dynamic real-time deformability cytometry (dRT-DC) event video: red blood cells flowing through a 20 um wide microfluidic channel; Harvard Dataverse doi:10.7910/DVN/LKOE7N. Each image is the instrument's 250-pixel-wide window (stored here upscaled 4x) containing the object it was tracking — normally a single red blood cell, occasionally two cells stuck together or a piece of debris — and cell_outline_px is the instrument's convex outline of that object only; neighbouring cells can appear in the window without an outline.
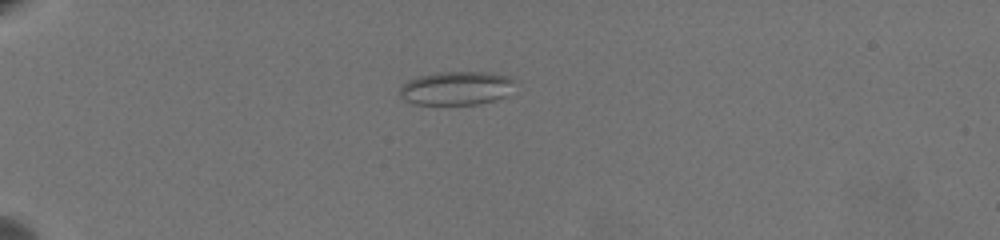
{"species": "common noctule bat (a hibernating species)", "species_latin": "Nyctalus noctula", "temperature_condition": "warm", "stored_images_in_passage": 45, "camera_frame_rate_fps": 3000, "um_per_image_px": 0.085, "animal": {"sex": "female", "body_mass_g": 19.5, "forearm_length_mm": 54.1}, "frame": {"image": 1, "passage_image": 1, "time_ms": 0.0, "image_size_px": [1000, 240], "cell_outline_px": [[512, 80], [504, 96], [492, 100], [476, 104], [416, 104], [404, 100], [400, 96], [400, 88], [408, 80], [416, 76], [440, 72], [492, 72], [508, 76]], "centroid_in_image_um": [38.69, 7.48], "position_along_channel_um": 46.3, "area_um2": 22.08}}
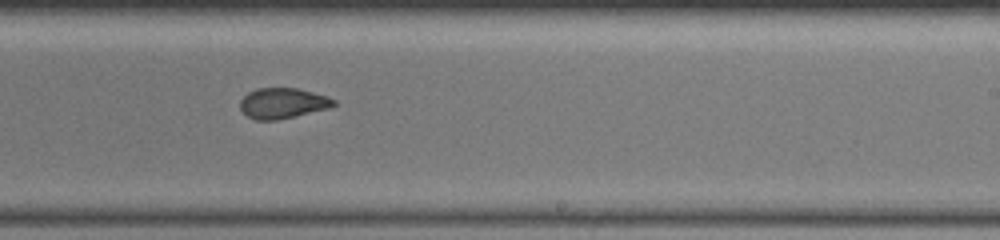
{"frame": {"image": 2, "passage_image": 24, "time_ms": 7.667, "image_size_px": [1000, 240], "cell_outline_px": [[336, 104], [328, 108], [276, 120], [256, 120], [248, 116], [240, 108], [240, 100], [248, 92], [256, 88], [296, 88], [328, 96], [336, 100]], "centroid_in_image_um": [24.02, 8.76], "position_along_channel_um": 265.0, "area_um2": 16.47}}
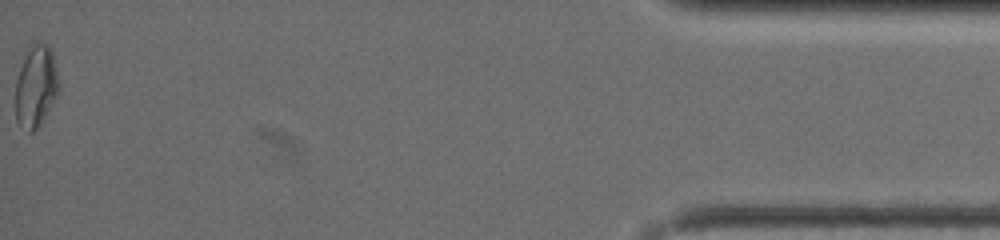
{"frame": {"image": 3, "passage_image": 45, "time_ms": 14.667, "image_size_px": [1000, 240], "cell_outline_px": [[56, 96], [36, 128], [32, 132], [28, 132], [16, 120], [16, 80], [20, 68], [28, 52], [36, 40], [48, 44], [52, 52], [56, 68]], "centroid_in_image_um": [3.02, 7.31], "position_along_channel_um": 432.2, "area_um2": 19.65}, "authors_computed_cell_mechanics": {"area_um2": 17.9758, "velocity_mm_per_s": 3.4994, "shape_relaxation_time_tau1_ms": null, "shape_relaxation_time_tau2_ms": 1.5804, "deformation_change_tau1": null, "deformation_change_tau2": 0.0747}}